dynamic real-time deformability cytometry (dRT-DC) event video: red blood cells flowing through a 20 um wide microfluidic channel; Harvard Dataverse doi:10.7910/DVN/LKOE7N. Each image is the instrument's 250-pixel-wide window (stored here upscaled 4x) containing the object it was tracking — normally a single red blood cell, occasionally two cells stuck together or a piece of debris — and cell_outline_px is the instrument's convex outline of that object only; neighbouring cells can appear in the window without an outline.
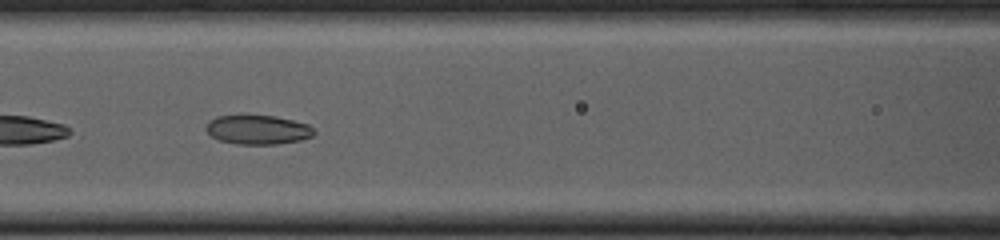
{"species": "common noctule bat (a hibernating species)", "species_latin": "Nyctalus noctula", "temperature_condition": "cold", "stored_images_in_passage": 30, "camera_frame_rate_fps": 3000, "um_per_image_px": 0.085, "animal": {"sex": "female", "body_mass_g": 23.0, "forearm_length_mm": 53.4}, "frame": {"image": 1, "passage_image": 13, "time_ms": 4.0, "image_size_px": [1000, 240], "cell_outline_px": [[316, 132], [312, 136], [300, 140], [276, 144], [236, 144], [220, 140], [212, 136], [204, 128], [216, 116], [244, 112], [276, 116], [308, 124]], "centroid_in_image_um": [21.89, 10.97], "position_along_channel_um": 144.7, "area_um2": 18.96}}
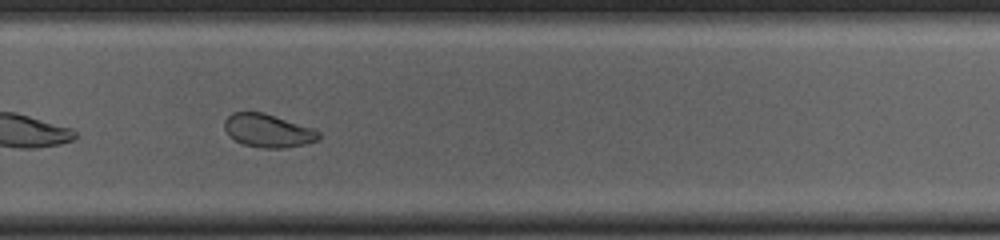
{"frame": {"image": 2, "passage_image": 26, "time_ms": 8.333, "image_size_px": [1000, 240], "cell_outline_px": [[320, 136], [316, 140], [304, 144], [284, 148], [264, 148], [244, 144], [236, 140], [224, 128], [224, 120], [232, 112], [264, 112], [312, 128], [320, 132]], "centroid_in_image_um": [22.77, 11.09], "position_along_channel_um": 307.0, "area_um2": 17.98}}